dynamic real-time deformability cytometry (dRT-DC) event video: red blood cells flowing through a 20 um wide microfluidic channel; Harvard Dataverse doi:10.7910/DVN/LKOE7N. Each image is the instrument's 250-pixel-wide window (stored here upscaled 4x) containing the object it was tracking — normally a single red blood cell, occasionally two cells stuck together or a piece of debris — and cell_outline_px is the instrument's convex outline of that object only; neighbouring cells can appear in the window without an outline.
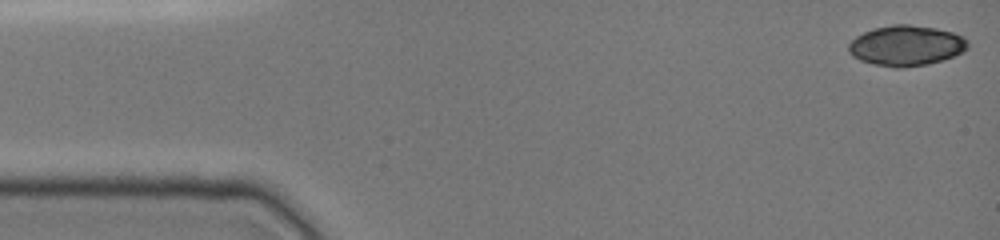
{"species": "common noctule bat (a hibernating species)", "species_latin": "Nyctalus noctula", "temperature_condition": "cold", "stored_images_in_passage": 43, "camera_frame_rate_fps": 3000, "um_per_image_px": 0.085, "animal": {"sex": "female", "body_mass_g": 19.0, "forearm_length_mm": 51.5}, "frame": {"image": 1, "passage_image": 1, "time_ms": 0.0, "image_size_px": [1000, 240], "cell_outline_px": [[968, 48], [964, 52], [928, 64], [900, 68], [896, 68], [872, 64], [860, 60], [852, 56], [848, 52], [848, 44], [856, 36], [872, 28], [892, 24], [908, 24], [936, 28], [952, 32], [964, 36], [968, 40]], "centroid_in_image_um": [77.01, 3.87], "position_along_channel_um": 8.0, "area_um2": 28.26}}
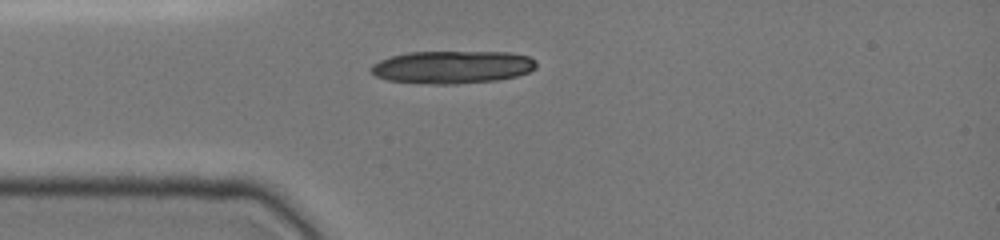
{"frame": {"image": 2, "passage_image": 12, "time_ms": 3.667, "image_size_px": [1000, 240], "cell_outline_px": [[536, 68], [528, 72], [516, 76], [496, 80], [456, 84], [432, 84], [388, 80], [376, 76], [368, 72], [372, 64], [380, 60], [392, 56], [408, 52], [508, 52], [528, 56], [536, 60]], "centroid_in_image_um": [38.43, 5.7], "position_along_channel_um": 46.6, "area_um2": 31.56}}